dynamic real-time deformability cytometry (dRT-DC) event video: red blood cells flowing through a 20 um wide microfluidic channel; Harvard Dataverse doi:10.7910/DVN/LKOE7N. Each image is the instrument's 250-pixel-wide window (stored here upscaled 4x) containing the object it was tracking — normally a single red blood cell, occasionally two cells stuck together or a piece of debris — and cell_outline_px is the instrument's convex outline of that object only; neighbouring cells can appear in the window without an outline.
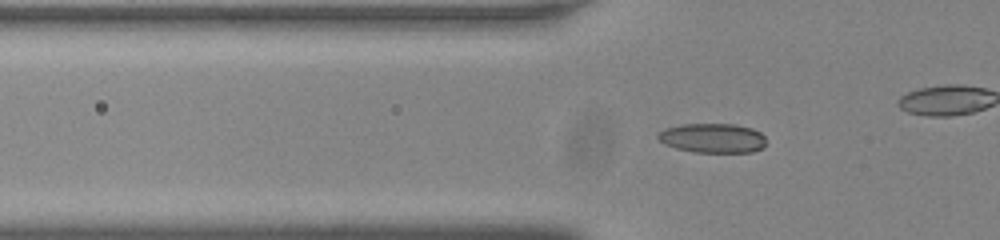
{"species": "common noctule bat (a hibernating species)", "species_latin": "Nyctalus noctula", "temperature_condition": "room temperature", "stored_images_in_passage": 47, "camera_frame_rate_fps": 3000, "um_per_image_px": 0.085, "animal": {"sex": "male", "body_mass_g": 20.0, "forearm_length_mm": 53.3}, "frame": {"image": 1, "passage_image": 20, "time_ms": 6.333, "image_size_px": [1000, 240], "cell_outline_px": [[764, 148], [752, 152], [696, 152], [676, 148], [664, 144], [656, 136], [660, 132], [668, 128], [680, 124], [736, 124], [752, 128], [760, 132], [764, 136]], "centroid_in_image_um": [60.6, 11.73], "position_along_channel_um": 65.2, "area_um2": 18.5}}
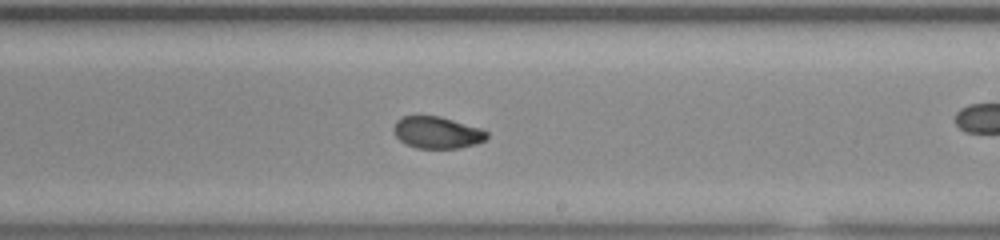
{"frame": {"image": 2, "passage_image": 35, "time_ms": 11.333, "image_size_px": [1000, 240], "cell_outline_px": [[488, 136], [484, 140], [476, 144], [460, 148], [416, 148], [404, 144], [396, 136], [392, 128], [396, 120], [404, 116], [440, 116], [480, 128], [488, 132]], "centroid_in_image_um": [37.13, 11.27], "position_along_channel_um": 251.9, "area_um2": 17.34}}
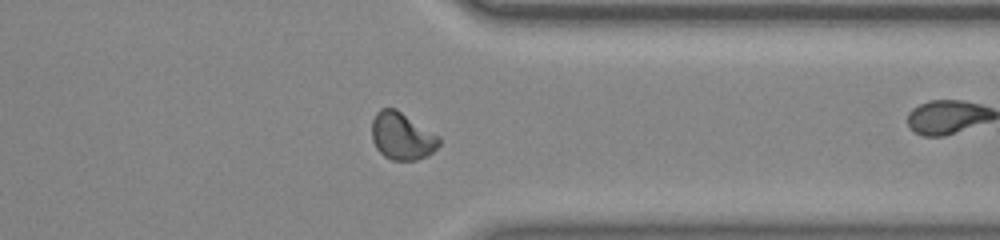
{"frame": {"image": 3, "passage_image": 45, "time_ms": 14.667, "image_size_px": [1000, 240], "cell_outline_px": [[440, 144], [428, 156], [416, 160], [392, 160], [384, 156], [376, 148], [372, 140], [372, 120], [376, 112], [380, 108], [396, 108], [440, 136]], "centroid_in_image_um": [34.17, 11.56], "position_along_channel_um": 377.2, "area_um2": 18.73}}